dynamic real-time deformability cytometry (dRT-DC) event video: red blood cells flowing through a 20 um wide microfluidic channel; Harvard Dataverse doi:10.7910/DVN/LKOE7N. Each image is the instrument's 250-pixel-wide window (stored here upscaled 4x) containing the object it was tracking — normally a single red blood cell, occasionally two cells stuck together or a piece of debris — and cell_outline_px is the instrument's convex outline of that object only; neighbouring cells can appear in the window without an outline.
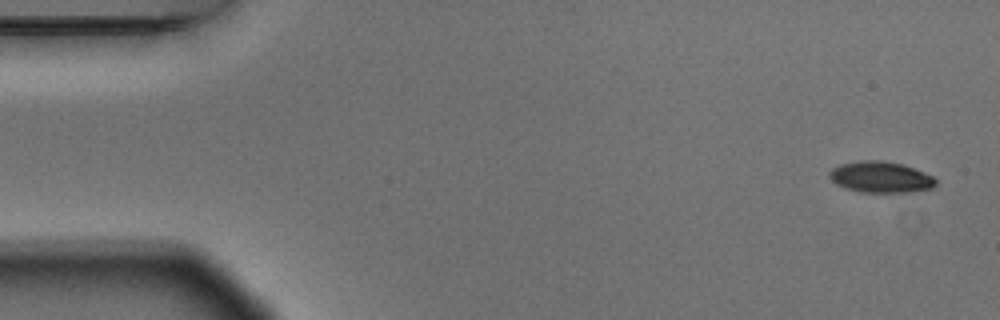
{"species": "Egyptian fruit bat (a non-hibernating species)", "species_latin": "Rousettus aegyptiacus", "temperature_condition": "warm", "stored_images_in_passage": 5, "camera_frame_rate_fps": 3000, "um_per_image_px": 0.085, "animal": {"sex": "male"}, "frame": {"image": 1, "passage_image": 1, "time_ms": 0.0, "image_size_px": [1000, 320], "cell_outline_px": [[936, 184], [932, 188], [912, 192], [860, 192], [844, 188], [836, 184], [828, 176], [828, 172], [832, 168], [840, 164], [860, 160], [880, 160], [904, 164], [924, 172], [932, 176], [936, 180]], "centroid_in_image_um": [74.83, 15.05], "position_along_channel_um": 10.2, "area_um2": 19.48}}
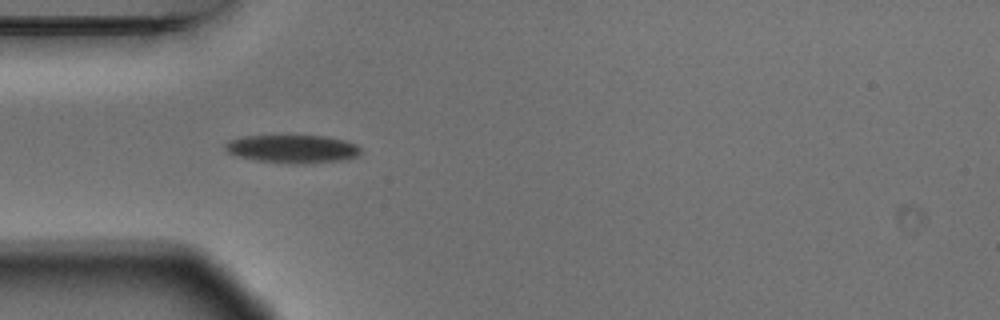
{"frame": {"image": 2, "passage_image": 4, "time_ms": 1.0, "image_size_px": [1000, 320], "cell_outline_px": [[360, 152], [356, 156], [344, 160], [304, 164], [292, 164], [256, 160], [236, 156], [228, 152], [224, 148], [224, 144], [228, 140], [244, 136], [288, 132], [328, 136], [344, 140], [356, 144], [360, 148]], "centroid_in_image_um": [24.82, 12.6], "position_along_channel_um": 60.2, "area_um2": 23.52}}
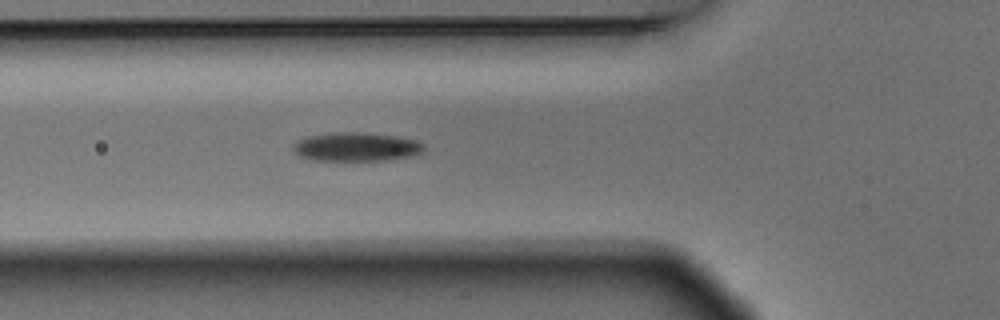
{"frame": {"image": 3, "passage_image": 5, "time_ms": 1.333, "image_size_px": [1000, 320], "cell_outline_px": [[424, 152], [412, 156], [388, 160], [312, 160], [300, 156], [292, 148], [292, 144], [304, 136], [332, 132], [364, 132], [396, 136], [416, 140], [424, 144]], "centroid_in_image_um": [30.28, 12.47], "position_along_channel_um": 95.5, "area_um2": 22.2}}